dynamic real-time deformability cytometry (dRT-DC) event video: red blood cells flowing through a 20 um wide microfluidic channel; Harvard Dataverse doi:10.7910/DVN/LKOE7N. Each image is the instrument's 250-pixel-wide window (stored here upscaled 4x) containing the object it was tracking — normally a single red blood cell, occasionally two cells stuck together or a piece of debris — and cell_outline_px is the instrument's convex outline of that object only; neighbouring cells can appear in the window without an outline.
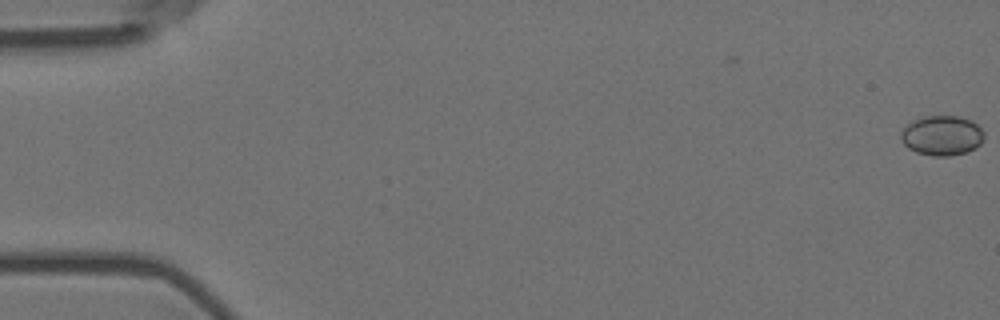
{"species": "Egyptian fruit bat (a non-hibernating species)", "species_latin": "Rousettus aegyptiacus", "temperature_condition": "room temperature", "stored_images_in_passage": 3, "camera_frame_rate_fps": 3000, "um_per_image_px": 0.085, "animal": {"sex": "female"}, "frame": {"image": 1, "passage_image": 3, "time_ms": 0.667, "image_size_px": [1000, 320], "cell_outline_px": [[984, 136], [980, 144], [976, 148], [968, 152], [948, 156], [932, 156], [916, 152], [908, 148], [900, 140], [900, 132], [912, 120], [924, 116], [960, 116], [972, 120], [984, 132]], "centroid_in_image_um": [80.06, 11.52], "position_along_channel_um": 4.9, "area_um2": 19.54}}